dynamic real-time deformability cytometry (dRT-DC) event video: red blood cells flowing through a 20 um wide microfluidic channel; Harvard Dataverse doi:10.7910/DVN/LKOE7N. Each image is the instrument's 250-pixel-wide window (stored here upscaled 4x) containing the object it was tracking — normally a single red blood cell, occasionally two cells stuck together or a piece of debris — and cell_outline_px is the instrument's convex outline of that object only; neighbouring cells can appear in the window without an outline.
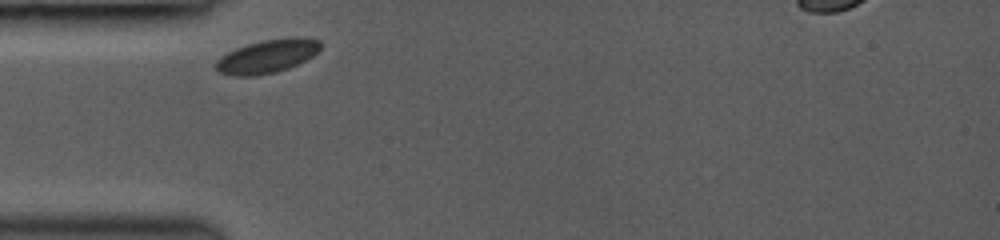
{"species": "common noctule bat (a hibernating species)", "species_latin": "Nyctalus noctula", "temperature_condition": "room temperature", "stored_images_in_passage": 4, "camera_frame_rate_fps": 3000, "um_per_image_px": 0.085, "animal": {"sex": "female", "body_mass_g": 19.0, "forearm_length_mm": 53.3}, "frame": {"image": 1, "passage_image": 1, "time_ms": 0.0, "image_size_px": [1000, 240], "cell_outline_px": [[320, 48], [312, 56], [288, 68], [276, 72], [252, 76], [236, 76], [216, 72], [216, 60], [220, 56], [236, 48], [248, 44], [264, 40], [292, 36], [300, 36], [320, 40]], "centroid_in_image_um": [22.7, 4.77], "position_along_channel_um": 62.3, "area_um2": 20.35}}
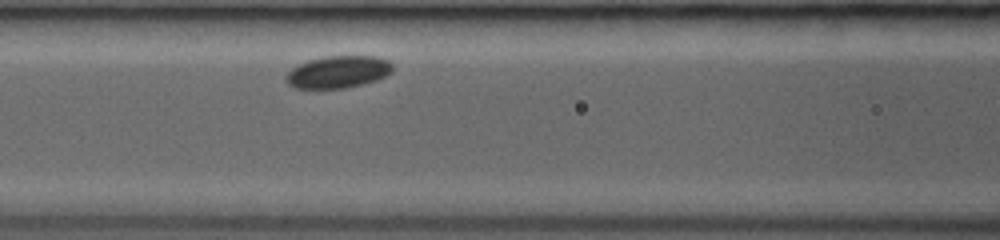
{"frame": {"image": 2, "passage_image": 4, "time_ms": 2.0, "image_size_px": [1000, 240], "cell_outline_px": [[392, 72], [376, 80], [364, 84], [344, 88], [296, 88], [288, 84], [284, 80], [284, 76], [292, 68], [308, 60], [328, 56], [376, 56], [388, 60], [392, 64]], "centroid_in_image_um": [28.73, 6.11], "position_along_channel_um": 137.9, "area_um2": 20.0}}